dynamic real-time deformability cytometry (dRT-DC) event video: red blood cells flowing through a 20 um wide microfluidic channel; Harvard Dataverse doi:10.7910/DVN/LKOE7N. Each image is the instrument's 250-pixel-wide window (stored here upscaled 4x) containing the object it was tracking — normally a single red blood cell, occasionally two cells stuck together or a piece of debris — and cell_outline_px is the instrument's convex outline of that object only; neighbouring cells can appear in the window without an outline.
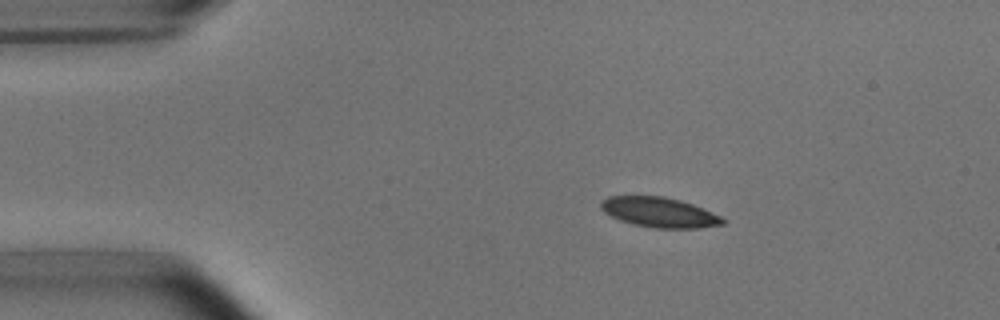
{"species": "common noctule bat (a hibernating species)", "species_latin": "Nyctalus noctula", "temperature_condition": "room temperature", "stored_images_in_passage": 45, "camera_frame_rate_fps": 3000, "um_per_image_px": 0.085, "animal": {"sex": "male", "body_mass_g": 15.6}, "frame": {"image": 1, "passage_image": 1, "time_ms": 0.0, "image_size_px": [1000, 320], "cell_outline_px": [[728, 220], [724, 224], [700, 228], [656, 228], [632, 224], [620, 220], [604, 212], [600, 208], [600, 204], [608, 196], [664, 196], [680, 200], [692, 204], [720, 216]], "centroid_in_image_um": [56.06, 18.05], "position_along_channel_um": 28.9, "area_um2": 21.21}}
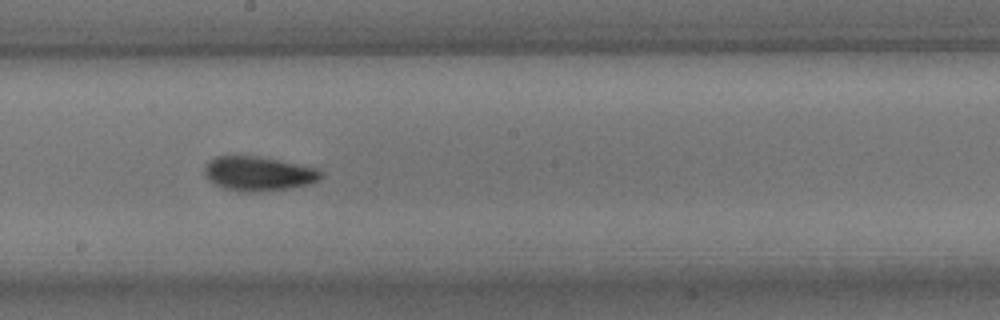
{"frame": {"image": 2, "passage_image": 21, "time_ms": 6.667, "image_size_px": [1000, 320], "cell_outline_px": [[324, 176], [320, 180], [308, 184], [288, 188], [252, 192], [224, 188], [212, 184], [204, 176], [204, 168], [208, 160], [216, 156], [256, 156], [320, 168], [324, 172]], "centroid_in_image_um": [21.97, 14.75], "position_along_channel_um": 226.2, "area_um2": 23.41}}
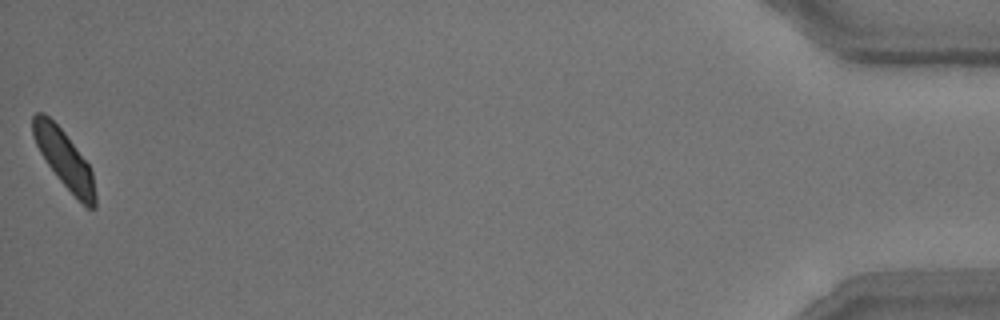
{"frame": {"image": 3, "passage_image": 45, "time_ms": 14.667, "image_size_px": [1000, 320], "cell_outline_px": [[96, 208], [88, 208], [60, 180], [48, 164], [40, 152], [32, 136], [32, 116], [36, 112], [44, 112], [64, 132], [88, 164], [92, 172], [96, 196]], "centroid_in_image_um": [5.44, 13.48], "position_along_channel_um": 429.8, "area_um2": 20.4}, "authors_computed_cell_mechanics": {"area_um2": 22.0218, "velocity_mm_per_s": 3.7327, "shape_relaxation_time_tau1_ms": 3.5687, "shape_relaxation_time_tau2_ms": 2.3685, "deformation_change_tau1": 0.1218, "deformation_change_tau2": 0.0685}}